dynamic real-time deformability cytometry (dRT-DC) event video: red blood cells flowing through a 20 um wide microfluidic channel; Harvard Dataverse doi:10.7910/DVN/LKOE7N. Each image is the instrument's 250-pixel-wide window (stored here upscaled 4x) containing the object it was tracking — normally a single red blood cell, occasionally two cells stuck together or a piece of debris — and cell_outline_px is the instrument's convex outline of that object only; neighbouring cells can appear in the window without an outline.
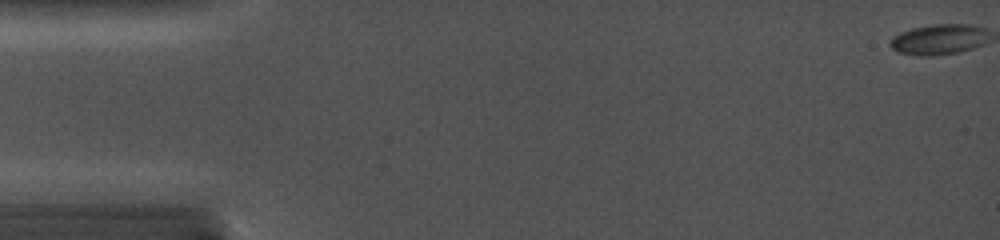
{"species": "common noctule bat (a hibernating species)", "species_latin": "Nyctalus noctula", "temperature_condition": "cold", "stored_images_in_passage": 3, "camera_frame_rate_fps": 5000, "um_per_image_px": 0.085, "animal": {"sex": "female", "body_mass_g": 19.0, "forearm_length_mm": 56.7}, "frame": {"image": 1, "passage_image": 1, "time_ms": 0.0, "image_size_px": [1000, 240], "cell_outline_px": [[984, 28], [980, 32], [948, 52], [912, 52], [896, 48], [892, 44], [892, 40], [900, 32], [912, 28], [932, 24], [968, 24]], "centroid_in_image_um": [79.47, 3.19], "position_along_channel_um": 5.5, "area_um2": 13.53}}